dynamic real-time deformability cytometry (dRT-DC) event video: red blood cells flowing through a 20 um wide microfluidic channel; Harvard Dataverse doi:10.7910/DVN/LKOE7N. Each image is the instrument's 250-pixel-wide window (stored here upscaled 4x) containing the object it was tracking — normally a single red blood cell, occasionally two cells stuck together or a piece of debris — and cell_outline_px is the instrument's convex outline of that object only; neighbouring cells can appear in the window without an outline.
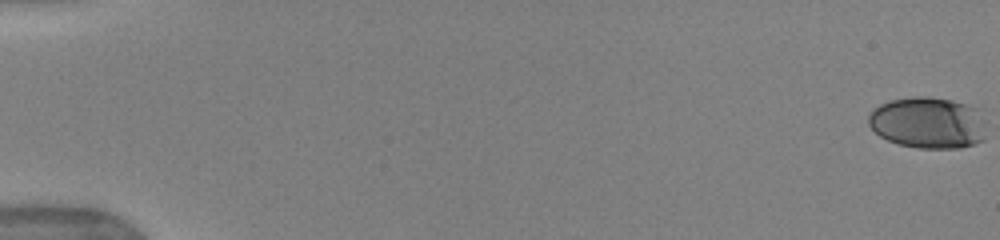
{"species": "human", "species_latin": "Homo sapiens", "temperature_condition": "warm", "stored_images_in_passage": 53, "camera_frame_rate_fps": 3000, "um_per_image_px": 0.085, "donor": {"sex": "female"}, "frame": {"image": 1, "passage_image": 1, "time_ms": 0.0, "image_size_px": [1000, 240], "cell_outline_px": [[984, 140], [976, 144], [960, 148], [920, 148], [900, 144], [888, 140], [880, 136], [868, 124], [868, 116], [880, 104], [892, 100], [912, 96], [928, 96], [952, 100], [976, 108], [984, 120]], "centroid_in_image_um": [78.89, 10.43], "position_along_channel_um": 6.1, "area_um2": 35.26}}
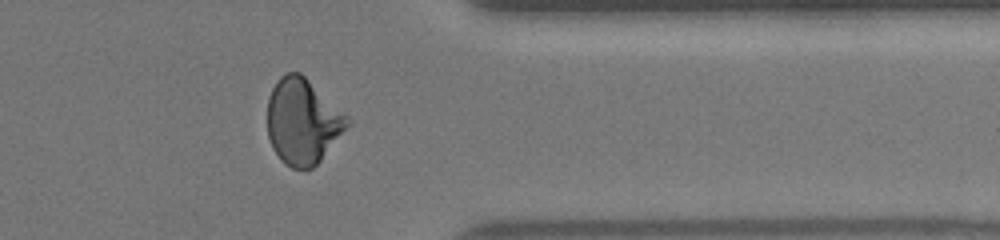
{"frame": {"image": 2, "passage_image": 44, "time_ms": 14.333, "image_size_px": [1000, 240], "cell_outline_px": [[352, 120], [320, 160], [312, 168], [292, 168], [284, 164], [280, 160], [272, 148], [268, 136], [268, 96], [276, 80], [280, 76], [288, 72], [300, 72], [348, 116]], "centroid_in_image_um": [25.69, 10.31], "position_along_channel_um": 385.7, "area_um2": 39.54}}
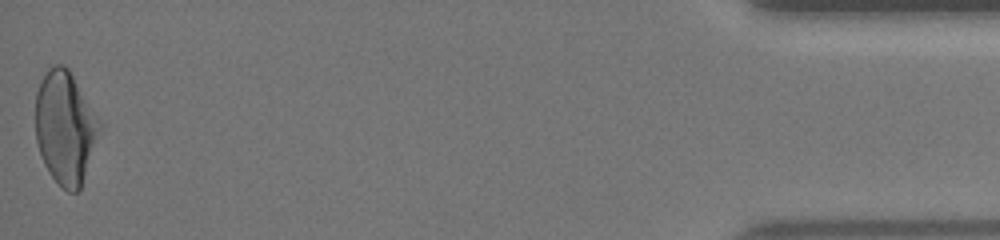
{"frame": {"image": 3, "passage_image": 53, "time_ms": 17.333, "image_size_px": [1000, 240], "cell_outline_px": [[104, 128], [80, 188], [76, 192], [68, 192], [48, 172], [44, 164], [36, 140], [36, 92], [48, 68], [52, 64], [64, 64], [68, 68], [104, 124]], "centroid_in_image_um": [5.6, 10.83], "position_along_channel_um": 429.6, "area_um2": 42.66}, "authors_computed_cell_mechanics": {"area_um2": 38.4948, "velocity_mm_per_s": 3.9635, "shape_relaxation_time_tau1_ms": 5.9335, "shape_relaxation_time_tau2_ms": 1.0488, "deformation_change_tau1": 0.1906, "deformation_change_tau2": 0.065}}